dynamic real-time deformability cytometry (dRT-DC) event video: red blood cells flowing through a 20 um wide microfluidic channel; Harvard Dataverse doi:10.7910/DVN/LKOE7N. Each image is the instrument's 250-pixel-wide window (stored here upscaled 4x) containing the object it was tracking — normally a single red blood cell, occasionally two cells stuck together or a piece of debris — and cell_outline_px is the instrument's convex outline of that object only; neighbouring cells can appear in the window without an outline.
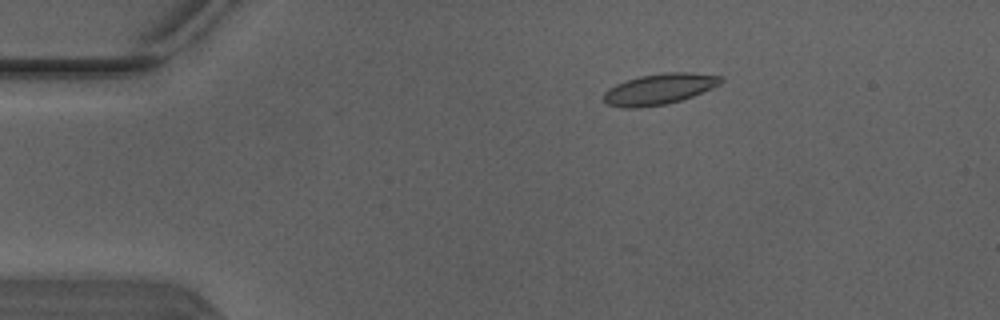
{"species": "Egyptian fruit bat (a non-hibernating species)", "species_latin": "Rousettus aegyptiacus", "temperature_condition": "warm", "stored_images_in_passage": 3, "camera_frame_rate_fps": 3000, "um_per_image_px": 0.085, "animal": {"sex": "male"}, "frame": {"image": 1, "passage_image": 2, "time_ms": 0.333, "image_size_px": [1000, 320], "cell_outline_px": [[724, 80], [720, 84], [712, 88], [692, 96], [668, 104], [640, 108], [624, 108], [608, 104], [604, 100], [604, 92], [608, 88], [616, 84], [640, 76], [664, 72], [692, 72], [724, 76]], "centroid_in_image_um": [56.07, 7.56], "position_along_channel_um": 28.9, "area_um2": 21.15}}